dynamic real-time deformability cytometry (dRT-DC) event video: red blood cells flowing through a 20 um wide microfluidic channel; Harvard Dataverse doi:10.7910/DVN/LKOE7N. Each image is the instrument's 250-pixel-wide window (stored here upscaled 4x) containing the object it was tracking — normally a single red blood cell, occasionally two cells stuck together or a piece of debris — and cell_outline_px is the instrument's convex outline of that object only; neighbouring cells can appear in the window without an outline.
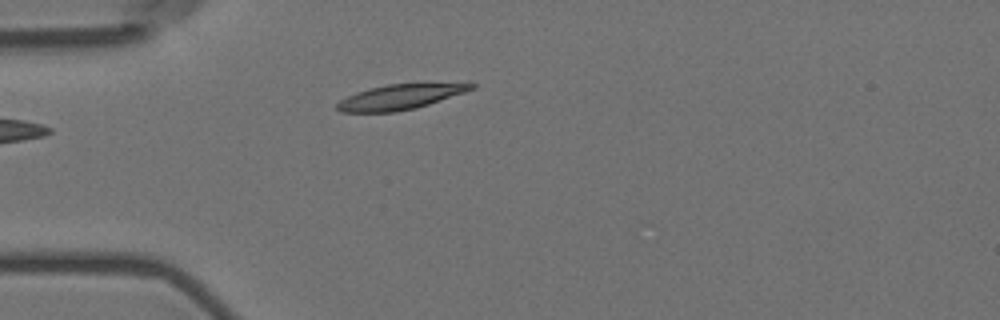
{"species": "Egyptian fruit bat (a non-hibernating species)", "species_latin": "Rousettus aegyptiacus", "temperature_condition": "room temperature", "stored_images_in_passage": 4, "camera_frame_rate_fps": 3000, "um_per_image_px": 0.085, "animal": {"sex": "female"}, "frame": {"image": 1, "passage_image": 3, "time_ms": 0.667, "image_size_px": [1000, 320], "cell_outline_px": [[476, 88], [416, 108], [396, 112], [340, 112], [336, 108], [336, 104], [340, 100], [356, 92], [388, 84], [476, 84]], "centroid_in_image_um": [33.93, 8.26], "position_along_channel_um": 51.1, "area_um2": 19.07}}